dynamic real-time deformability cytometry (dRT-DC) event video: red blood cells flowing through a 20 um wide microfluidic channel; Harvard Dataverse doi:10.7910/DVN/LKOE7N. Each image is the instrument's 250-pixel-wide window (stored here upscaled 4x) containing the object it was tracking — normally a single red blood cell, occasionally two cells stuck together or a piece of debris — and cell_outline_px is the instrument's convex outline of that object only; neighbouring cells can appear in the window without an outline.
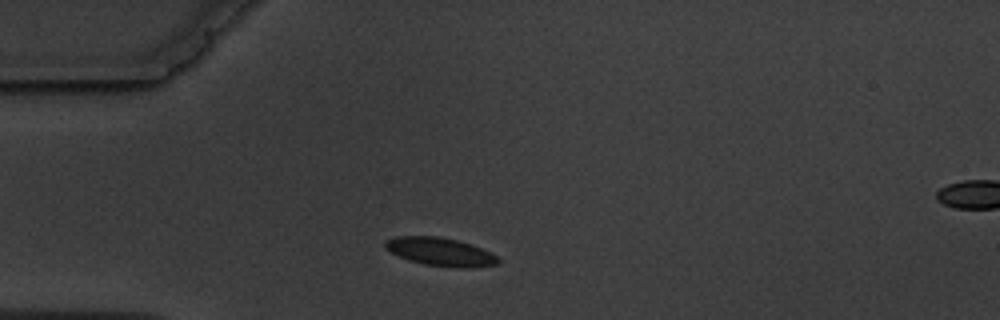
{"species": "common noctule bat (a hibernating species)", "species_latin": "Nyctalus noctula", "temperature_condition": "warm", "stored_images_in_passage": 8, "camera_frame_rate_fps": 3000, "um_per_image_px": 0.085, "animal": {"sex": "male", "body_mass_g": 19.5, "forearm_length_mm": 54.6}, "frame": {"image": 1, "passage_image": 1, "time_ms": 0.0, "image_size_px": [1000, 320], "cell_outline_px": [[500, 264], [476, 268], [456, 268], [424, 264], [408, 260], [384, 248], [384, 240], [396, 236], [440, 236], [472, 244], [496, 256], [500, 260]], "centroid_in_image_um": [37.43, 21.41], "position_along_channel_um": 47.6, "area_um2": 18.73}}
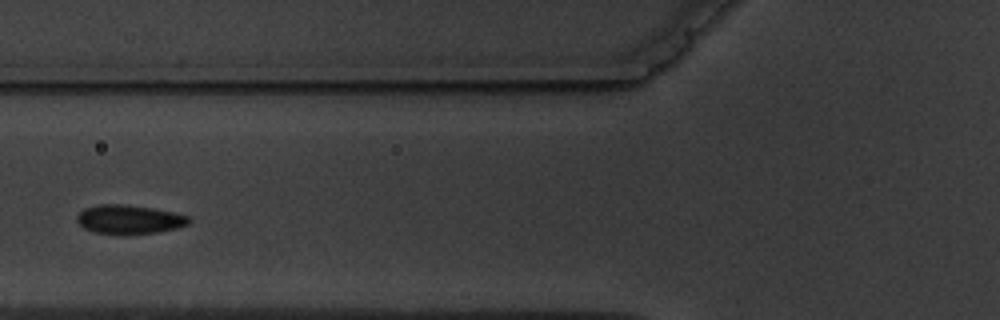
{"frame": {"image": 2, "passage_image": 3, "time_ms": 2.333, "image_size_px": [1000, 320], "cell_outline_px": [[192, 220], [188, 224], [176, 228], [160, 232], [92, 232], [84, 228], [76, 220], [76, 216], [84, 208], [100, 204], [124, 204], [152, 208], [172, 212], [188, 216]], "centroid_in_image_um": [10.98, 18.61], "position_along_channel_um": 114.8, "area_um2": 18.32}}
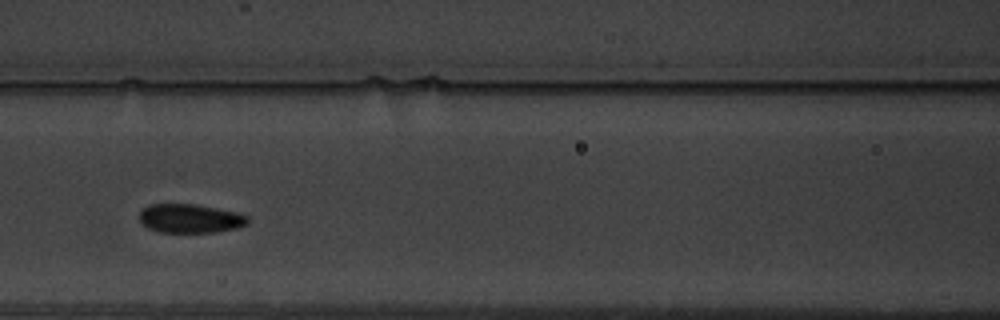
{"frame": {"image": 3, "passage_image": 4, "time_ms": 3.333, "image_size_px": [1000, 320], "cell_outline_px": [[248, 224], [236, 228], [216, 232], [156, 232], [148, 228], [140, 220], [140, 212], [148, 204], [196, 204], [236, 212], [248, 216]], "centroid_in_image_um": [16.16, 18.57], "position_along_channel_um": 150.4, "area_um2": 18.21}}